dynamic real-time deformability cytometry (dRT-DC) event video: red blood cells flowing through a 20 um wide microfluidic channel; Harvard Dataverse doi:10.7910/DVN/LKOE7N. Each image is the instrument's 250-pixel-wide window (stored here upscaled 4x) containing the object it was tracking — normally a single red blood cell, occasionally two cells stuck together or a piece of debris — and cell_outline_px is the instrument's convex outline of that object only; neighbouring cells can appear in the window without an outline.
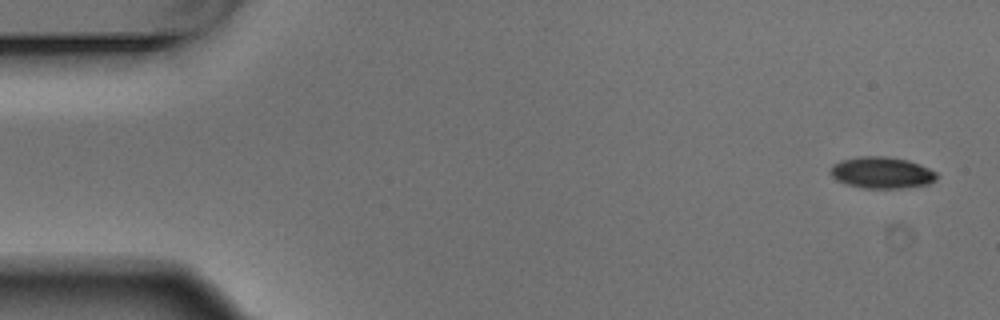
{"species": "Egyptian fruit bat (a non-hibernating species)", "species_latin": "Rousettus aegyptiacus", "temperature_condition": "warm", "stored_images_in_passage": 5, "camera_frame_rate_fps": 3000, "um_per_image_px": 0.085, "animal": {"sex": "male"}, "frame": {"image": 1, "passage_image": 1, "time_ms": 0.0, "image_size_px": [1000, 320], "cell_outline_px": [[936, 180], [928, 184], [900, 188], [860, 188], [844, 184], [836, 180], [828, 172], [832, 164], [840, 160], [860, 156], [888, 156], [908, 160], [920, 164], [936, 172]], "centroid_in_image_um": [74.89, 14.67], "position_along_channel_um": 10.1, "area_um2": 19.77}}
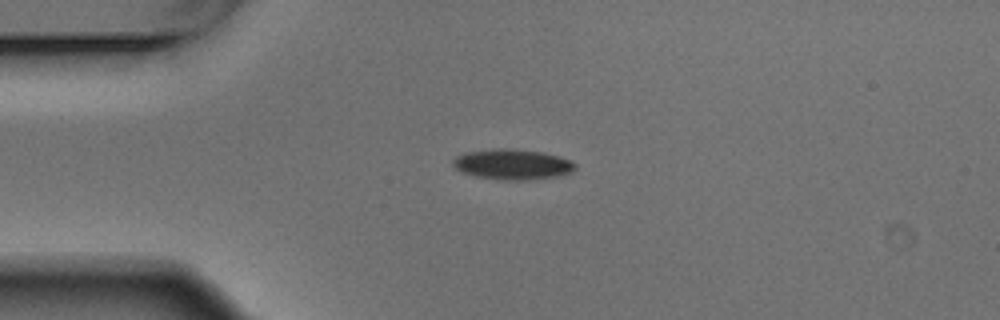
{"frame": {"image": 2, "passage_image": 4, "time_ms": 1.0, "image_size_px": [1000, 320], "cell_outline_px": [[576, 168], [572, 172], [560, 176], [528, 180], [504, 180], [476, 176], [464, 172], [456, 168], [452, 164], [452, 160], [456, 156], [464, 152], [492, 148], [504, 148], [544, 152], [560, 156], [572, 160], [576, 164]], "centroid_in_image_um": [43.6, 13.96], "position_along_channel_um": 41.4, "area_um2": 21.91}}